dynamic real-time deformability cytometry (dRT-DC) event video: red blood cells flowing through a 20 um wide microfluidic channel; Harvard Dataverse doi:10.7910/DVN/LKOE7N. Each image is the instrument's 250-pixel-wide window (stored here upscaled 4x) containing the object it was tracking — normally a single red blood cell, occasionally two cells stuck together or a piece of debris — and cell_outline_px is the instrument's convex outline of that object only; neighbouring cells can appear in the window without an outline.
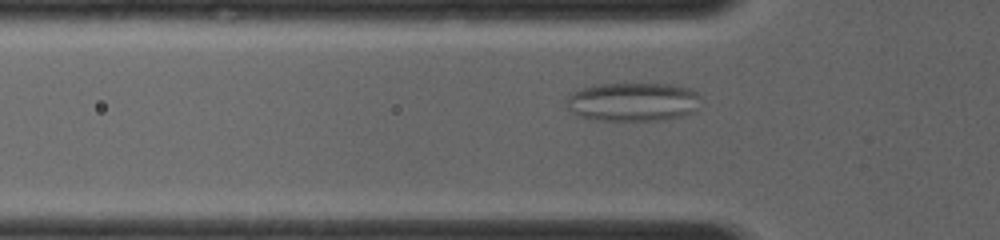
{"species": "common noctule bat (a hibernating species)", "species_latin": "Nyctalus noctula", "temperature_condition": "room temperature", "stored_images_in_passage": 24, "camera_frame_rate_fps": 4000, "um_per_image_px": 0.085, "animal": {"sex": "female", "body_mass_g": 19.0, "forearm_length_mm": 56.7}, "frame": {"image": 1, "passage_image": 3, "time_ms": 0.75, "image_size_px": [1000, 240], "cell_outline_px": [[700, 96], [696, 112], [680, 116], [652, 120], [592, 120], [580, 116], [572, 112], [564, 100], [572, 92], [580, 88], [600, 84], [672, 84], [688, 88], [696, 92]], "centroid_in_image_um": [53.78, 8.65], "position_along_channel_um": 72.0, "area_um2": 30.29}}
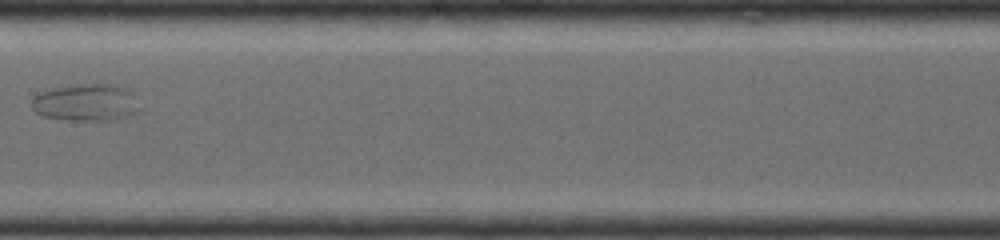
{"frame": {"image": 2, "passage_image": 10, "time_ms": 3.75, "image_size_px": [1000, 240], "cell_outline_px": [[144, 108], [140, 112], [128, 116], [112, 120], [76, 120], [44, 116], [36, 112], [32, 108], [32, 96], [40, 92], [56, 88], [84, 84], [108, 84], [128, 88], [132, 92]], "centroid_in_image_um": [7.41, 8.72], "position_along_channel_um": 200.0, "area_um2": 23.47}}
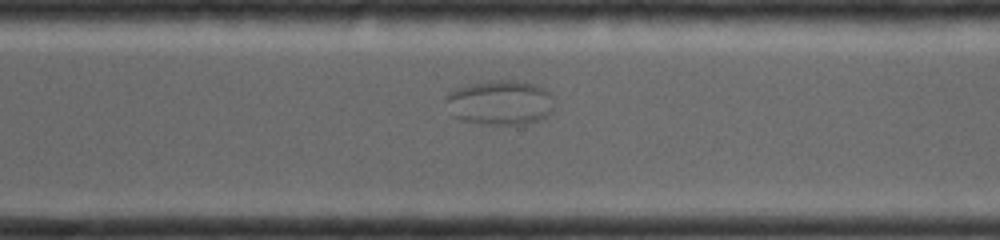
{"frame": {"image": 3, "passage_image": 21, "time_ms": 6.75, "image_size_px": [1000, 240], "cell_outline_px": [[552, 112], [536, 120], [524, 124], [508, 124], [468, 120], [456, 116], [444, 100], [444, 96], [448, 92], [456, 88], [468, 84], [488, 80], [520, 80], [536, 84], [544, 88], [552, 96]], "centroid_in_image_um": [42.52, 8.65], "position_along_channel_um": 328.1, "area_um2": 27.69}}